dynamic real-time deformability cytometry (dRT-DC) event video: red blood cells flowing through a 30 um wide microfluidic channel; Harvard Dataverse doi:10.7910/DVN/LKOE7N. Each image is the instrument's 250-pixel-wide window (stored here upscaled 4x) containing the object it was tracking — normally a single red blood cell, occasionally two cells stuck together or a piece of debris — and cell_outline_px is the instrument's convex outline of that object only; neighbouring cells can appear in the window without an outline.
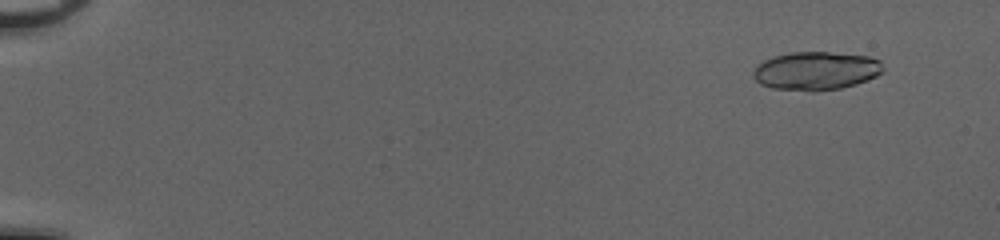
{"species": "common noctule bat (a hibernating species)", "species_latin": "Nyctalus noctula", "temperature_condition": "cold", "stored_images_in_passage": 53, "camera_frame_rate_fps": 3000, "um_per_image_px": 0.085, "animal": {"sex": "female", "body_mass_g": 20.0, "forearm_length_mm": 54.0}, "frame": {"image": 1, "passage_image": 5, "time_ms": 1.333, "image_size_px": [1000, 240], "cell_outline_px": [[884, 72], [876, 76], [856, 84], [840, 88], [812, 92], [772, 88], [760, 84], [752, 76], [752, 72], [764, 60], [772, 56], [792, 52], [828, 52], [868, 56], [880, 60], [884, 68]], "centroid_in_image_um": [69.36, 6.02], "position_along_channel_um": 15.6, "area_um2": 29.19}}
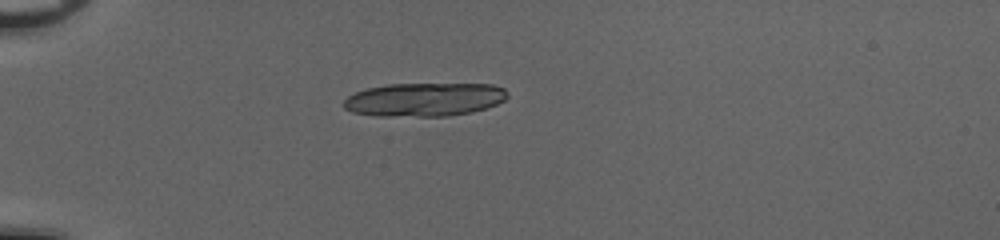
{"frame": {"image": 2, "passage_image": 17, "time_ms": 5.333, "image_size_px": [1000, 240], "cell_outline_px": [[508, 96], [504, 100], [496, 104], [472, 112], [448, 116], [380, 116], [352, 112], [344, 108], [344, 100], [348, 96], [356, 92], [368, 88], [388, 84], [492, 84], [504, 88], [508, 92]], "centroid_in_image_um": [36.08, 8.46], "position_along_channel_um": 48.9, "area_um2": 31.96}, "authors_computed_cell_mechanics": {"area_um2": 28.611, "velocity_mm_per_s": 4.0807, "shape_relaxation_time_tau1_ms": 4.0487, "shape_relaxation_time_tau2_ms": 1.0896, "deformation_change_tau1": 0.1354, "deformation_change_tau2": 0.0565}}